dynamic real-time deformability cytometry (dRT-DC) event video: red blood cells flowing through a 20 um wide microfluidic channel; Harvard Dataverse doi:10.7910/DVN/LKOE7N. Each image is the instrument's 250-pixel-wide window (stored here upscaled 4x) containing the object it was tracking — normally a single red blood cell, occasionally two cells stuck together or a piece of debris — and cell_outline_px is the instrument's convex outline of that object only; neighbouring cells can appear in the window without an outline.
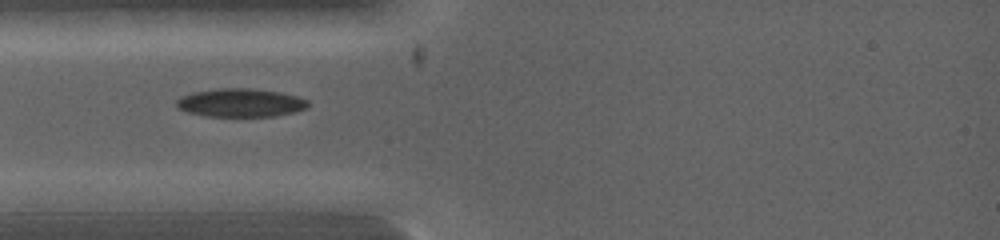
{"species": "common noctule bat (a hibernating species)", "species_latin": "Nyctalus noctula", "temperature_condition": "warm", "stored_images_in_passage": 4, "camera_frame_rate_fps": 5000, "um_per_image_px": 0.085, "animal": {"sex": "female", "body_mass_g": 19.0, "forearm_length_mm": 53.3}, "frame": {"image": 1, "passage_image": 2, "time_ms": 0.6, "image_size_px": [1000, 240], "cell_outline_px": [[308, 108], [276, 116], [204, 116], [188, 112], [176, 108], [176, 100], [180, 96], [192, 92], [220, 88], [248, 88], [280, 92], [296, 96], [308, 100]], "centroid_in_image_um": [20.41, 8.73], "position_along_channel_um": 64.6, "area_um2": 21.79}}
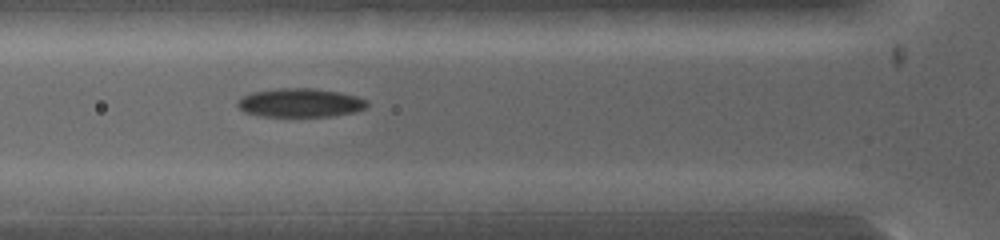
{"frame": {"image": 2, "passage_image": 3, "time_ms": 1.2, "image_size_px": [1000, 240], "cell_outline_px": [[368, 104], [364, 108], [356, 112], [332, 116], [260, 116], [244, 112], [236, 104], [236, 100], [240, 96], [252, 92], [280, 88], [312, 88], [340, 92], [356, 96], [368, 100]], "centroid_in_image_um": [25.49, 8.73], "position_along_channel_um": 100.3, "area_um2": 21.85}}
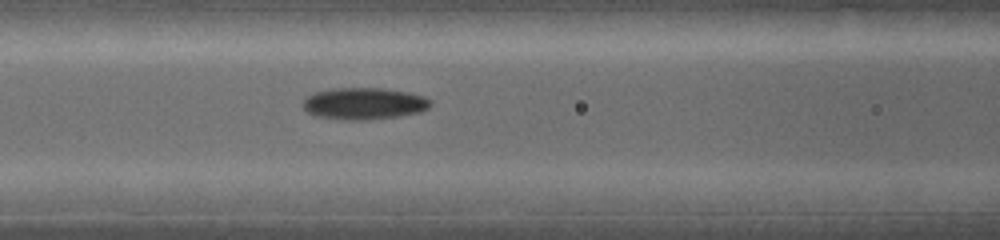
{"frame": {"image": 3, "passage_image": 4, "time_ms": 1.8, "image_size_px": [1000, 240], "cell_outline_px": [[432, 104], [428, 108], [420, 112], [396, 116], [360, 120], [344, 120], [316, 116], [308, 112], [300, 104], [308, 96], [316, 92], [332, 88], [384, 88], [408, 92], [424, 96], [432, 100]], "centroid_in_image_um": [30.94, 8.79], "position_along_channel_um": 135.7, "area_um2": 23.64}}